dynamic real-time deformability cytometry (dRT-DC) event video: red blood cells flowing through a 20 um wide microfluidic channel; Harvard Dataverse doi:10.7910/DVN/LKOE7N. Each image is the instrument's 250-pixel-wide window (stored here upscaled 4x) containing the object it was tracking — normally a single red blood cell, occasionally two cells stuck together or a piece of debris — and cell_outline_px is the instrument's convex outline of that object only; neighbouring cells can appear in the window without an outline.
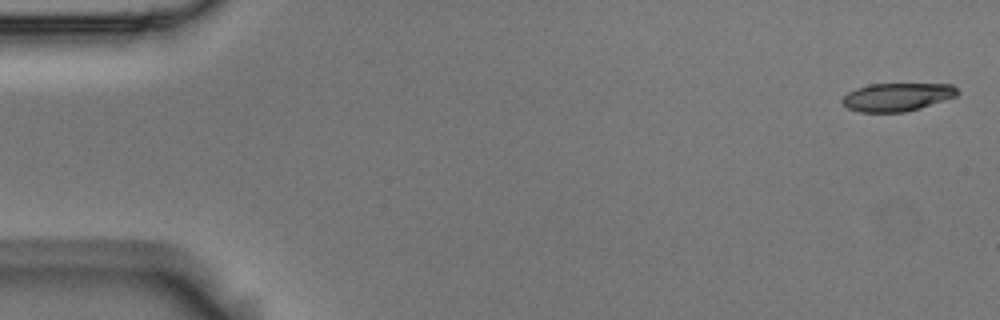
{"species": "Egyptian fruit bat (a non-hibernating species)", "species_latin": "Rousettus aegyptiacus", "temperature_condition": "room temperature", "stored_images_in_passage": 5, "camera_frame_rate_fps": 3000, "um_per_image_px": 0.085, "animal": {"sex": "male"}, "frame": {"image": 1, "passage_image": 1, "time_ms": 0.0, "image_size_px": [1000, 320], "cell_outline_px": [[960, 92], [956, 96], [920, 108], [904, 112], [860, 112], [848, 108], [840, 100], [848, 92], [856, 88], [872, 84], [952, 84]], "centroid_in_image_um": [76.25, 8.24], "position_along_channel_um": 8.8, "area_um2": 18.79}}
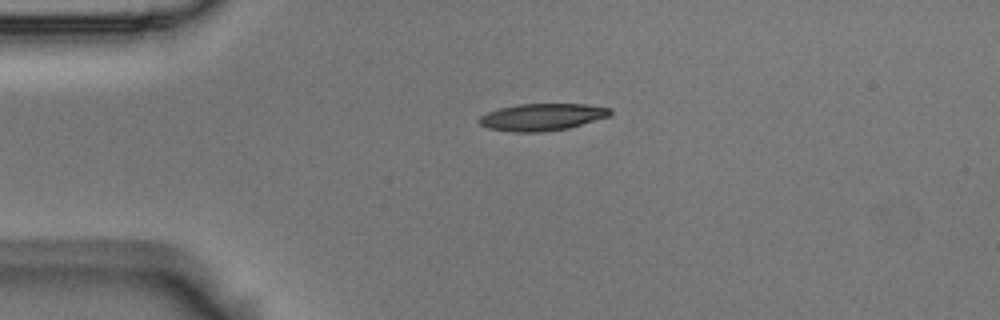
{"frame": {"image": 2, "passage_image": 4, "time_ms": 1.0, "image_size_px": [1000, 320], "cell_outline_px": [[612, 116], [568, 128], [540, 132], [512, 132], [488, 128], [480, 124], [476, 120], [480, 116], [488, 112], [500, 108], [516, 104], [584, 104], [612, 108]], "centroid_in_image_um": [46.09, 9.94], "position_along_channel_um": 38.9, "area_um2": 20.81}}